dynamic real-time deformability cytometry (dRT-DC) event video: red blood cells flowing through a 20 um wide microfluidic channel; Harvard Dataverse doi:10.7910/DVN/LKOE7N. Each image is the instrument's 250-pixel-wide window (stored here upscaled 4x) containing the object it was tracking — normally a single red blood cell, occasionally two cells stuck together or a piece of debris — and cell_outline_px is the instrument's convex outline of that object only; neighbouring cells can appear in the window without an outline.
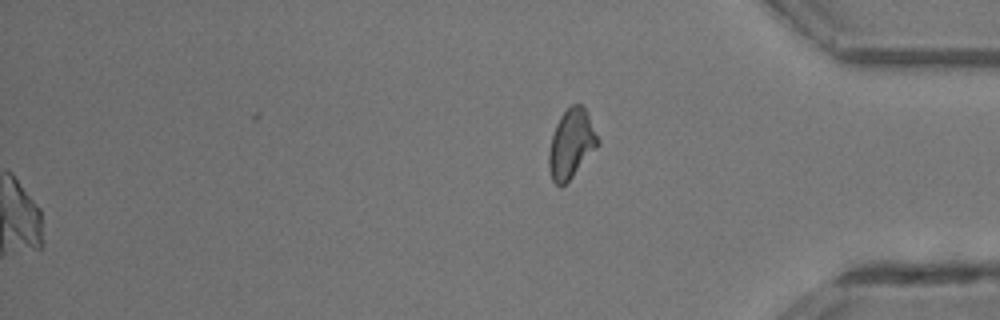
{"species": "common noctule bat (a hibernating species)", "species_latin": "Nyctalus noctula", "temperature_condition": "room temperature", "stored_images_in_passage": 38, "camera_frame_rate_fps": 3000, "um_per_image_px": 0.085, "animal": {"sex": "male", "body_mass_g": 13.3}, "frame": {"image": 1, "passage_image": 38, "time_ms": 12.333, "image_size_px": [1000, 320], "cell_outline_px": [[600, 144], [572, 176], [560, 188], [552, 180], [548, 168], [548, 152], [552, 136], [556, 124], [560, 116], [572, 104], [580, 104], [588, 112], [600, 140]], "centroid_in_image_um": [48.56, 12.21], "position_along_channel_um": 386.6, "area_um2": 19.71}}